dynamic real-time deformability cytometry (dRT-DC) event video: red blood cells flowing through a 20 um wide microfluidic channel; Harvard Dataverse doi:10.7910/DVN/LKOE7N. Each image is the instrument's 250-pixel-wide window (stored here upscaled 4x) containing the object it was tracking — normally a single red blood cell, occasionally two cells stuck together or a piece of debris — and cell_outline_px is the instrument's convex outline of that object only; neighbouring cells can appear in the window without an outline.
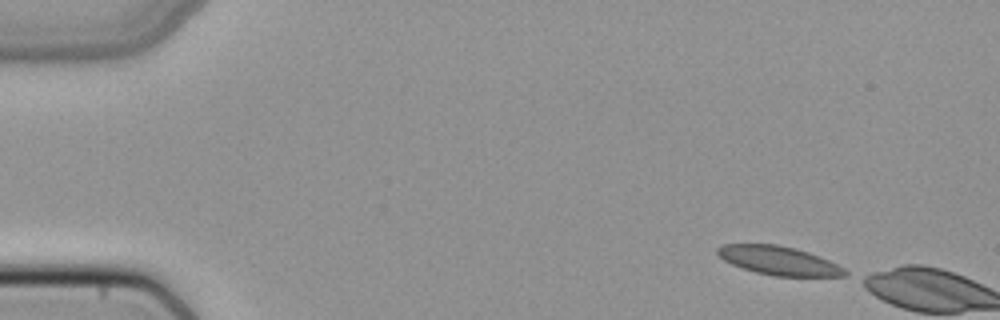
{"species": "common noctule bat (a hibernating species)", "species_latin": "Nyctalus noctula", "temperature_condition": "cold", "stored_images_in_passage": 3, "camera_frame_rate_fps": 3000, "um_per_image_px": 0.085, "animal": {"sex": "female", "body_mass_g": 22.7, "forearm_length_mm": 54.2}, "frame": {"image": 1, "passage_image": 1, "time_ms": 0.0, "image_size_px": [1000, 320], "cell_outline_px": [[848, 276], [772, 276], [756, 272], [732, 264], [724, 260], [716, 252], [716, 248], [720, 244], [776, 244], [796, 248], [820, 256], [844, 268], [848, 272]], "centroid_in_image_um": [66.19, 22.14], "position_along_channel_um": 18.8, "area_um2": 21.33}}